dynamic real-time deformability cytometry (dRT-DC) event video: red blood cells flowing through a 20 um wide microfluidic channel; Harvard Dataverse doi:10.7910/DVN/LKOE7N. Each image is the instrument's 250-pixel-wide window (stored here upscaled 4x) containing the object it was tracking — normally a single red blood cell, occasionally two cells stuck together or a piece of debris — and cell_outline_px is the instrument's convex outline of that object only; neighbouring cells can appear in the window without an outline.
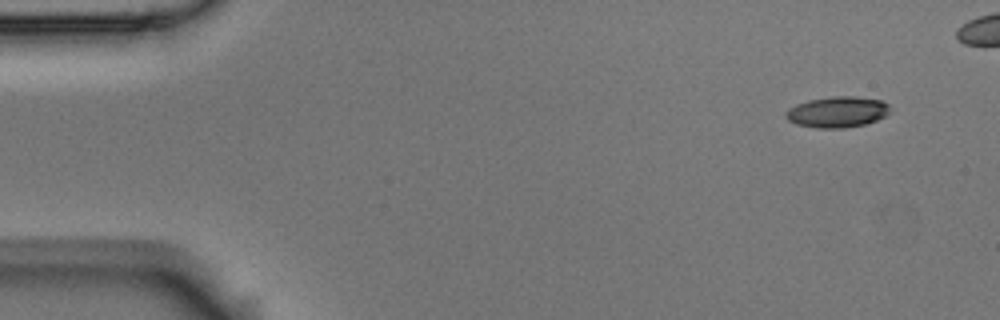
{"species": "Egyptian fruit bat (a non-hibernating species)", "species_latin": "Rousettus aegyptiacus", "temperature_condition": "room temperature", "stored_images_in_passage": 48, "camera_frame_rate_fps": 3000, "um_per_image_px": 0.085, "animal": {"sex": "male"}, "frame": {"image": 1, "passage_image": 1, "time_ms": 0.0, "image_size_px": [1000, 320], "cell_outline_px": [[888, 112], [884, 116], [876, 120], [864, 124], [844, 128], [816, 128], [796, 124], [788, 120], [784, 116], [784, 112], [788, 108], [796, 104], [808, 100], [832, 96], [856, 96], [880, 100], [888, 104]], "centroid_in_image_um": [71.11, 9.51], "position_along_channel_um": 13.9, "area_um2": 18.79}}
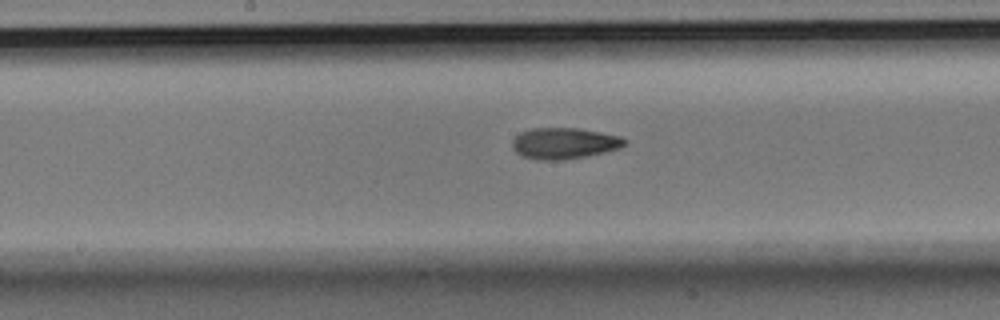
{"frame": {"image": 2, "passage_image": 26, "time_ms": 8.333, "image_size_px": [1000, 320], "cell_outline_px": [[628, 140], [620, 148], [604, 152], [584, 156], [560, 160], [536, 160], [524, 156], [516, 152], [512, 148], [512, 140], [520, 132], [532, 128], [580, 128], [620, 136]], "centroid_in_image_um": [47.94, 12.17], "position_along_channel_um": 200.3, "area_um2": 20.35}}
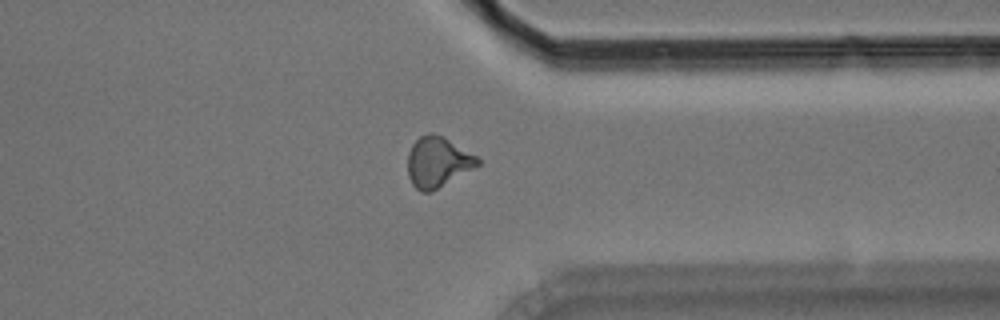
{"frame": {"image": 3, "passage_image": 41, "time_ms": 13.333, "image_size_px": [1000, 320], "cell_outline_px": [[480, 164], [432, 192], [420, 192], [412, 184], [408, 176], [408, 152], [412, 144], [420, 136], [428, 132], [432, 132], [444, 136], [476, 156], [480, 160]], "centroid_in_image_um": [37.18, 13.76], "position_along_channel_um": 374.2, "area_um2": 20.58}}